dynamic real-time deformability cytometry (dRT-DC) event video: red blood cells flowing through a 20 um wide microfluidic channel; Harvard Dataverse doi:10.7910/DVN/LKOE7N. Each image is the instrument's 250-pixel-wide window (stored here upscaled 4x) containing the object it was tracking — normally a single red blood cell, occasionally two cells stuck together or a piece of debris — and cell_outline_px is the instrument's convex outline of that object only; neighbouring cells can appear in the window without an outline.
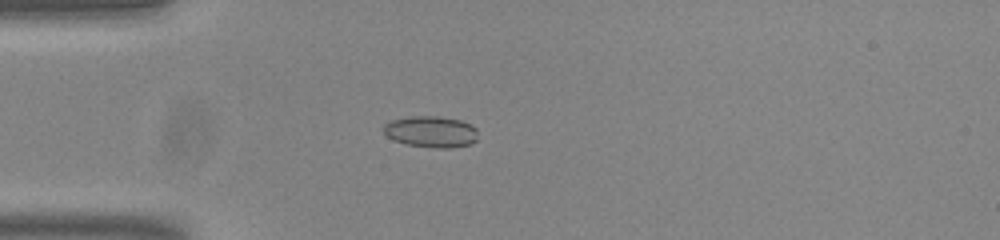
{"species": "common noctule bat (a hibernating species)", "species_latin": "Nyctalus noctula", "temperature_condition": "room temperature", "stored_images_in_passage": 46, "camera_frame_rate_fps": 3000, "um_per_image_px": 0.085, "animal": {"sex": "male", "body_mass_g": 20.0, "forearm_length_mm": 53.3}, "frame": {"image": 1, "passage_image": 7, "time_ms": 2.0, "image_size_px": [1000, 240], "cell_outline_px": [[476, 140], [468, 144], [452, 148], [432, 148], [404, 144], [388, 136], [384, 132], [384, 124], [392, 120], [412, 116], [436, 116], [460, 120], [476, 128]], "centroid_in_image_um": [36.62, 11.2], "position_along_channel_um": 48.4, "area_um2": 17.05}}
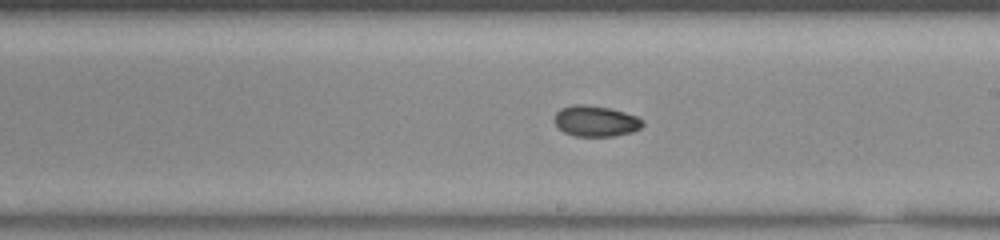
{"frame": {"image": 2, "passage_image": 23, "time_ms": 7.333, "image_size_px": [1000, 240], "cell_outline_px": [[644, 124], [640, 128], [632, 132], [616, 136], [576, 136], [564, 132], [552, 120], [556, 112], [560, 108], [572, 104], [584, 104], [608, 108], [624, 112], [636, 116], [644, 120]], "centroid_in_image_um": [50.62, 10.29], "position_along_channel_um": 238.4, "area_um2": 15.95}}
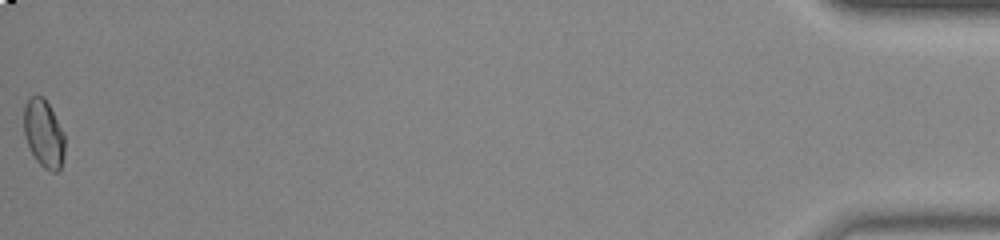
{"frame": {"image": 3, "passage_image": 46, "time_ms": 15.0, "image_size_px": [1000, 240], "cell_outline_px": [[64, 156], [60, 168], [56, 172], [52, 172], [44, 168], [36, 160], [24, 136], [24, 108], [28, 100], [32, 96], [44, 96], [64, 132]], "centroid_in_image_um": [3.73, 11.36], "position_along_channel_um": 431.5, "area_um2": 16.07}, "authors_computed_cell_mechanics": {"area_um2": 15.8372, "velocity_mm_per_s": 3.8194, "shape_relaxation_time_tau1_ms": null, "shape_relaxation_time_tau2_ms": 2.1375, "deformation_change_tau1": null, "deformation_change_tau2": 0.034}}